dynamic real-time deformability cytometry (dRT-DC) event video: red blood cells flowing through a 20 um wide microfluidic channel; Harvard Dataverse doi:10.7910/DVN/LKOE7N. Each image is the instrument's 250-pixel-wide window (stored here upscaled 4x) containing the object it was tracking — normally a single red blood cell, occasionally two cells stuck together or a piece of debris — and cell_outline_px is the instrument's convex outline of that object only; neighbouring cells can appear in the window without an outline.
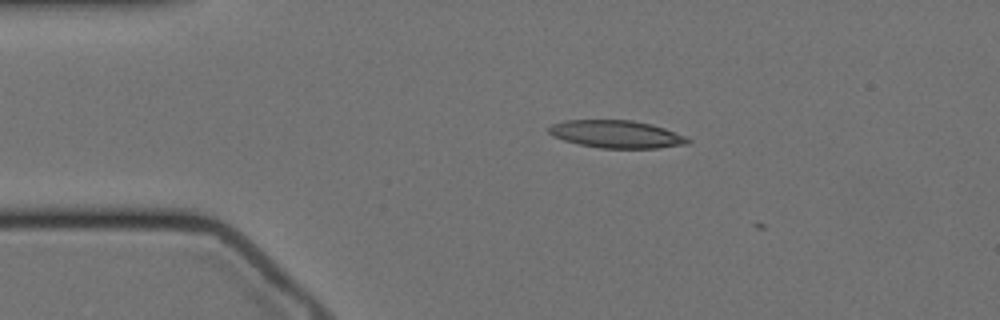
{"species": "Egyptian fruit bat (a non-hibernating species)", "species_latin": "Rousettus aegyptiacus", "temperature_condition": "cold", "stored_images_in_passage": 3, "camera_frame_rate_fps": 3000, "um_per_image_px": 0.085, "animal": {"sex": "female"}, "frame": {"image": 1, "passage_image": 1, "time_ms": 0.0, "image_size_px": [1000, 320], "cell_outline_px": [[692, 140], [688, 144], [656, 148], [600, 148], [580, 144], [564, 140], [552, 136], [548, 132], [548, 128], [552, 124], [564, 120], [632, 120], [652, 124], [688, 136]], "centroid_in_image_um": [52.43, 11.4], "position_along_channel_um": 32.6, "area_um2": 22.48}}